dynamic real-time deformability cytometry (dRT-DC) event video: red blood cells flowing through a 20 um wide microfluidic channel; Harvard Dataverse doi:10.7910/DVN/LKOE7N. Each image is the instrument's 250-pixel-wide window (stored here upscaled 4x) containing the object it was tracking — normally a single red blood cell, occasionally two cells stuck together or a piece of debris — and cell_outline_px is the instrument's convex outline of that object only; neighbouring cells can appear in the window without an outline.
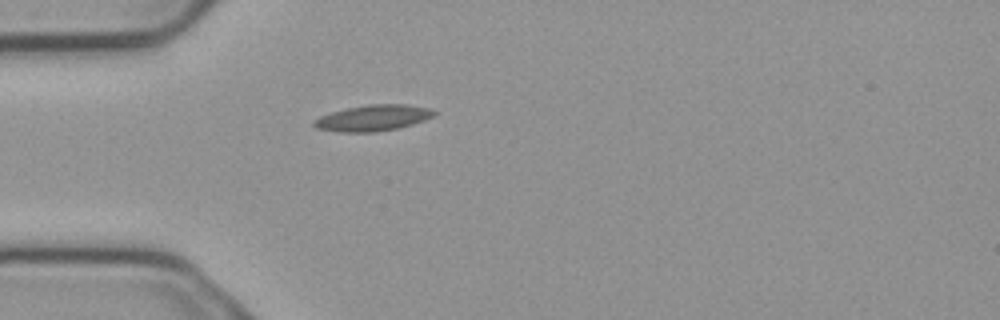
{"species": "common noctule bat (a hibernating species)", "species_latin": "Nyctalus noctula", "temperature_condition": "cold", "stored_images_in_passage": 1, "camera_frame_rate_fps": 3000, "um_per_image_px": 0.085, "animal": {"sex": "male", "body_mass_g": 23.1, "forearm_length_mm": 52.7}, "frame": {"image": 1, "passage_image": 1, "time_ms": 0.0, "image_size_px": [1000, 320], "cell_outline_px": [[436, 112], [432, 116], [424, 120], [412, 124], [396, 128], [376, 132], [340, 132], [316, 128], [312, 124], [312, 120], [320, 116], [332, 112], [348, 108], [368, 104], [408, 104], [428, 108]], "centroid_in_image_um": [31.66, 10.02], "position_along_channel_um": 53.3, "area_um2": 18.09}}